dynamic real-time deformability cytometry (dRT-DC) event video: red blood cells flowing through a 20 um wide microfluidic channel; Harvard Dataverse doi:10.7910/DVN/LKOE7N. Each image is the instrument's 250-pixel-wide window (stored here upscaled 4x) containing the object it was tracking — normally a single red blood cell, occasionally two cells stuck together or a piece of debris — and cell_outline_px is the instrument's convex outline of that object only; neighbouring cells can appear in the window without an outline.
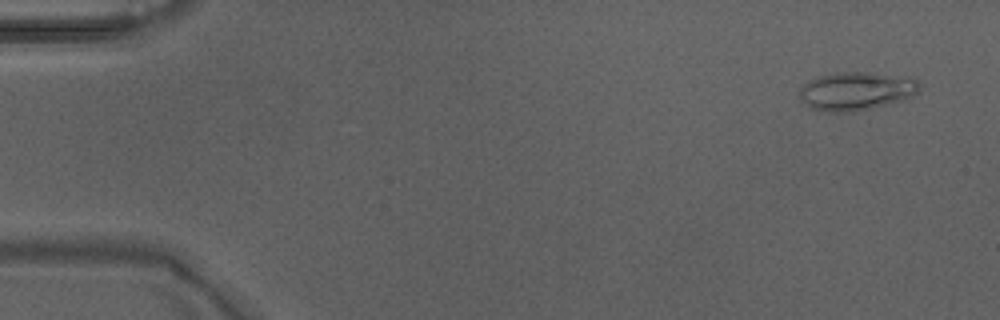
{"species": "Egyptian fruit bat (a non-hibernating species)", "species_latin": "Rousettus aegyptiacus", "temperature_condition": "warm", "stored_images_in_passage": 5, "camera_frame_rate_fps": 3000, "um_per_image_px": 0.085, "animal": {"sex": "male"}, "frame": {"image": 1, "passage_image": 1, "time_ms": 0.0, "image_size_px": [1000, 320], "cell_outline_px": [[920, 92], [904, 100], [872, 108], [848, 112], [828, 112], [808, 108], [800, 100], [800, 88], [808, 80], [820, 76], [836, 72], [872, 72], [916, 80], [920, 84]], "centroid_in_image_um": [72.74, 7.75], "position_along_channel_um": 12.3, "area_um2": 26.88}}